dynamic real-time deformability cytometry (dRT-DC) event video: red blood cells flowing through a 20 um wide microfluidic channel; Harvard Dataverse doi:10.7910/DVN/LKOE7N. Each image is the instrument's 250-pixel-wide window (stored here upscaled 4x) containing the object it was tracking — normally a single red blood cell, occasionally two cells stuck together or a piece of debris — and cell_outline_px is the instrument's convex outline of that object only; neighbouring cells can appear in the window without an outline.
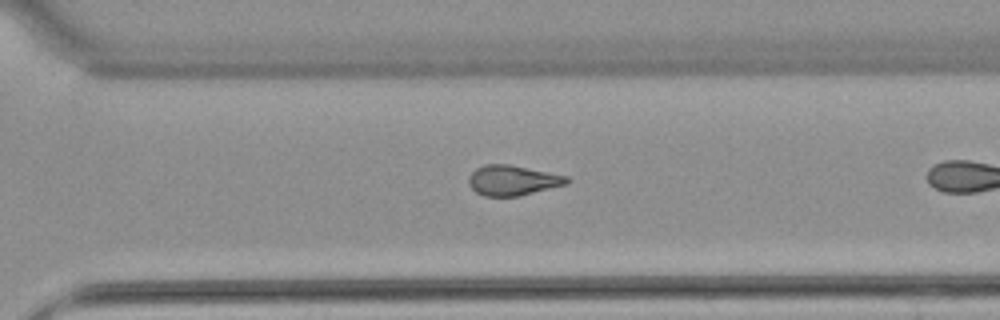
{"species": "common noctule bat (a hibernating species)", "species_latin": "Nyctalus noctula", "temperature_condition": "warm", "stored_images_in_passage": 27, "camera_frame_rate_fps": 3000, "um_per_image_px": 0.085, "animal": {"sex": "female", "body_mass_g": 22.7, "forearm_length_mm": 54.2}, "frame": {"image": 1, "passage_image": 23, "time_ms": 7.333, "image_size_px": [1000, 320], "cell_outline_px": [[572, 180], [568, 184], [520, 196], [484, 196], [476, 192], [468, 184], [468, 176], [476, 168], [484, 164], [508, 164], [568, 176]], "centroid_in_image_um": [43.59, 15.33], "position_along_channel_um": 327.0, "area_um2": 17.4}}